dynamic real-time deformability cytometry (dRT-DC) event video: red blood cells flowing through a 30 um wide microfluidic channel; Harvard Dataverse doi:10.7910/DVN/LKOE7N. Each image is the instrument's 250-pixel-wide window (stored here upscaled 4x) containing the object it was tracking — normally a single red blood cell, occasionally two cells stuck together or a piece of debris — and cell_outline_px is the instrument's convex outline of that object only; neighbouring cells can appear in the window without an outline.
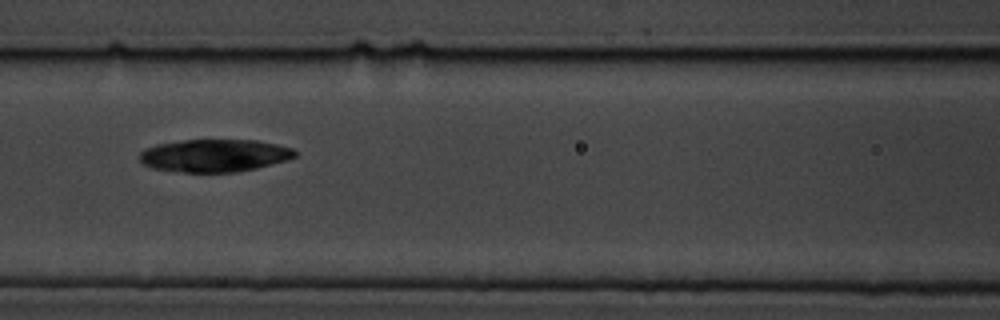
{"species": "common noctule bat (a hibernating species)", "species_latin": "Nyctalus noctula", "temperature_condition": "cold", "stored_images_in_passage": 9, "camera_frame_rate_fps": 3000, "um_per_image_px": 0.085, "animal": {"sex": "male", "body_mass_g": 19.5, "forearm_length_mm": 54.6}, "frame": {"image": 1, "passage_image": 7, "time_ms": 7.667, "image_size_px": [1000, 320], "cell_outline_px": [[296, 156], [288, 160], [256, 168], [236, 172], [184, 172], [152, 168], [144, 164], [140, 160], [140, 152], [144, 148], [156, 144], [184, 140], [256, 140], [276, 144], [292, 148], [296, 152]], "centroid_in_image_um": [18.22, 13.22], "position_along_channel_um": 148.4, "area_um2": 29.54}}
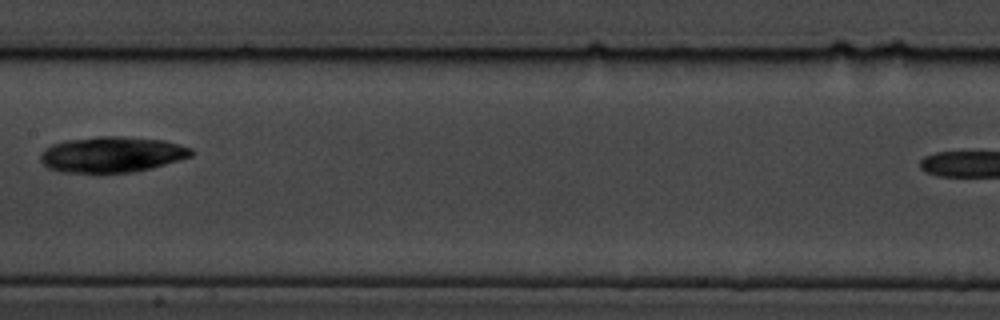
{"frame": {"image": 2, "passage_image": 8, "time_ms": 9.0, "image_size_px": [1000, 320], "cell_outline_px": [[196, 152], [192, 156], [152, 168], [132, 172], [60, 172], [48, 168], [40, 160], [40, 152], [44, 148], [52, 144], [64, 140], [96, 136], [120, 136], [164, 140], [180, 144], [192, 148]], "centroid_in_image_um": [9.51, 13.12], "position_along_channel_um": 197.9, "area_um2": 31.67}}
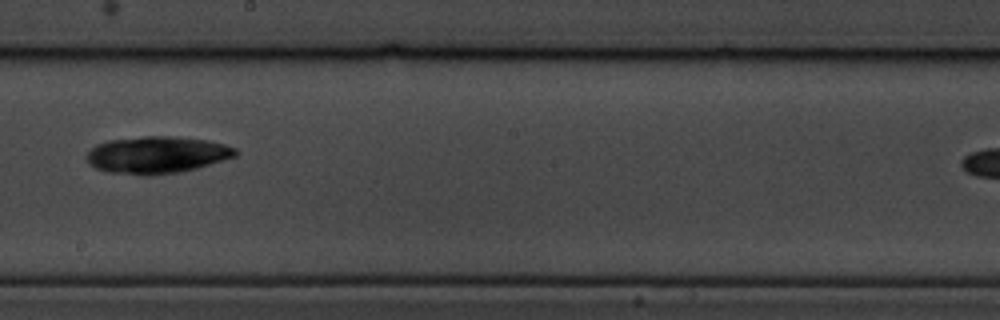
{"frame": {"image": 3, "passage_image": 9, "time_ms": 10.0, "image_size_px": [1000, 320], "cell_outline_px": [[240, 152], [236, 156], [196, 168], [180, 172], [152, 176], [144, 176], [108, 172], [96, 168], [88, 160], [88, 152], [92, 148], [108, 140], [144, 136], [172, 136], [208, 140], [224, 144], [236, 148]], "centroid_in_image_um": [13.38, 13.17], "position_along_channel_um": 234.8, "area_um2": 32.08}}